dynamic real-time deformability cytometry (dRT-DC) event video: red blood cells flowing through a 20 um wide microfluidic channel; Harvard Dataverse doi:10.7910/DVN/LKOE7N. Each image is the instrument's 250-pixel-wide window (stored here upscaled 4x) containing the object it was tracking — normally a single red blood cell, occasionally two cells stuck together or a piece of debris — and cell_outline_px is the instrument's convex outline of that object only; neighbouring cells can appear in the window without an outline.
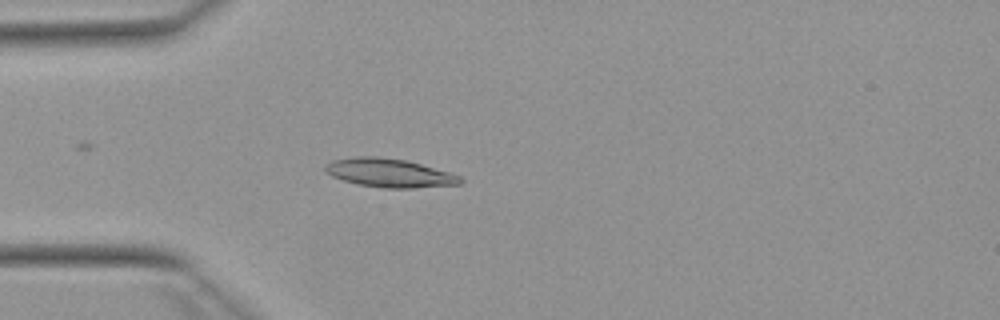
{"species": "Egyptian fruit bat (a non-hibernating species)", "species_latin": "Rousettus aegyptiacus", "temperature_condition": "warm", "stored_images_in_passage": 29, "camera_frame_rate_fps": 3000, "um_per_image_px": 0.085, "animal": {"sex": "female"}, "frame": {"image": 1, "passage_image": 4, "time_ms": 1.0, "image_size_px": [1000, 320], "cell_outline_px": [[464, 180], [460, 184], [412, 188], [380, 188], [356, 184], [332, 176], [324, 172], [324, 164], [332, 160], [356, 156], [376, 156], [404, 160], [420, 164], [448, 172], [460, 176]], "centroid_in_image_um": [33.04, 14.7], "position_along_channel_um": 52.0, "area_um2": 22.54}}
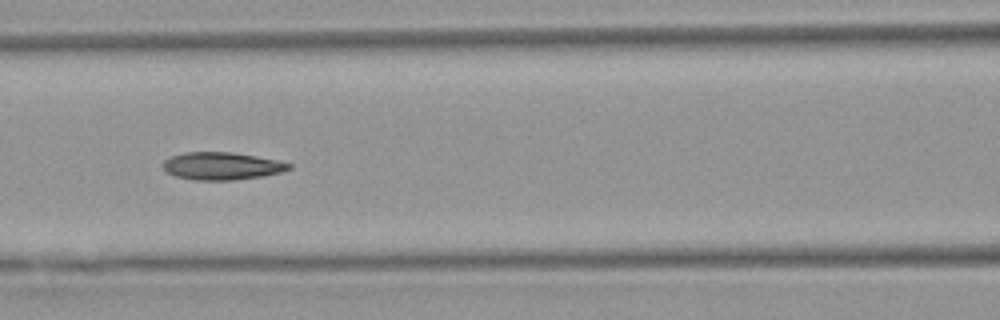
{"frame": {"image": 2, "passage_image": 12, "time_ms": 3.667, "image_size_px": [1000, 320], "cell_outline_px": [[292, 168], [280, 172], [264, 176], [232, 180], [196, 180], [176, 176], [168, 172], [160, 164], [164, 160], [172, 156], [184, 152], [232, 152], [256, 156], [276, 160], [292, 164]], "centroid_in_image_um": [18.85, 14.1], "position_along_channel_um": 147.8, "area_um2": 20.17}}
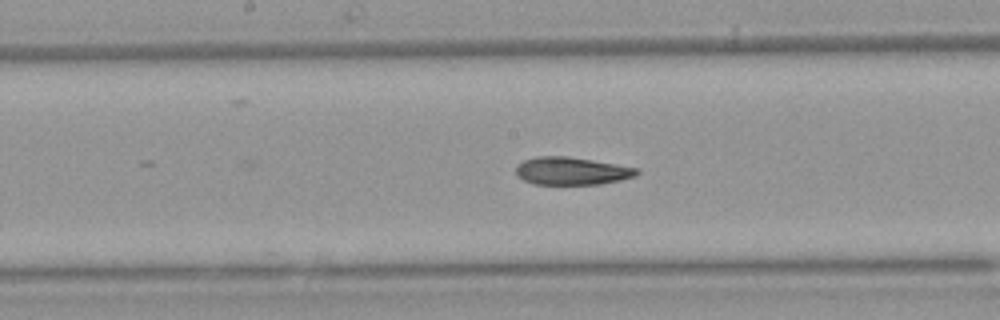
{"frame": {"image": 3, "passage_image": 16, "time_ms": 5.0, "image_size_px": [1000, 320], "cell_outline_px": [[640, 172], [636, 176], [620, 180], [600, 184], [532, 184], [516, 176], [516, 164], [524, 160], [536, 156], [564, 156], [592, 160], [640, 168]], "centroid_in_image_um": [48.58, 14.53], "position_along_channel_um": 199.6, "area_um2": 19.65}}